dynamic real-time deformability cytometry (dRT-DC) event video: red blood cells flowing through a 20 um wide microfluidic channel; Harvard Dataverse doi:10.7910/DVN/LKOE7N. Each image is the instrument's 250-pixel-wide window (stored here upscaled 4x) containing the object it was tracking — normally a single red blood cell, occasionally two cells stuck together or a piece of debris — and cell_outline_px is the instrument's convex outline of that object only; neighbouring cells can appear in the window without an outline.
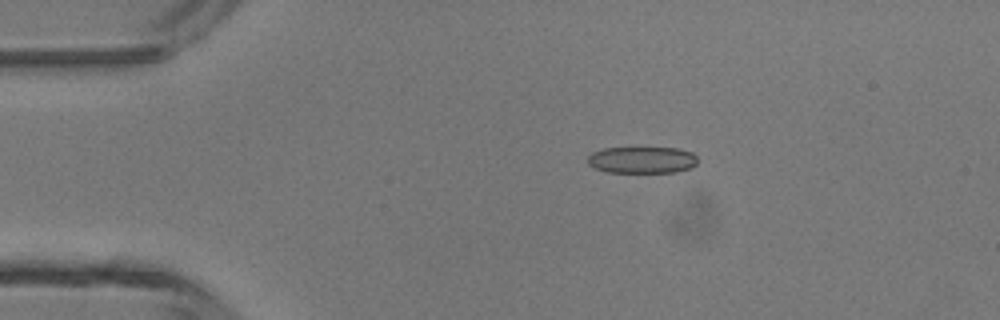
{"species": "common noctule bat (a hibernating species)", "species_latin": "Nyctalus noctula", "temperature_condition": "room temperature", "stored_images_in_passage": 7, "camera_frame_rate_fps": 3000, "um_per_image_px": 0.085, "animal": {"sex": "male", "body_mass_g": 13.3}, "frame": {"image": 1, "passage_image": 1, "time_ms": 0.0, "image_size_px": [1000, 320], "cell_outline_px": [[696, 164], [692, 168], [676, 172], [608, 172], [592, 168], [588, 164], [588, 156], [592, 152], [604, 148], [680, 148], [692, 152], [696, 156]], "centroid_in_image_um": [54.57, 13.59], "position_along_channel_um": 30.4, "area_um2": 17.22}}